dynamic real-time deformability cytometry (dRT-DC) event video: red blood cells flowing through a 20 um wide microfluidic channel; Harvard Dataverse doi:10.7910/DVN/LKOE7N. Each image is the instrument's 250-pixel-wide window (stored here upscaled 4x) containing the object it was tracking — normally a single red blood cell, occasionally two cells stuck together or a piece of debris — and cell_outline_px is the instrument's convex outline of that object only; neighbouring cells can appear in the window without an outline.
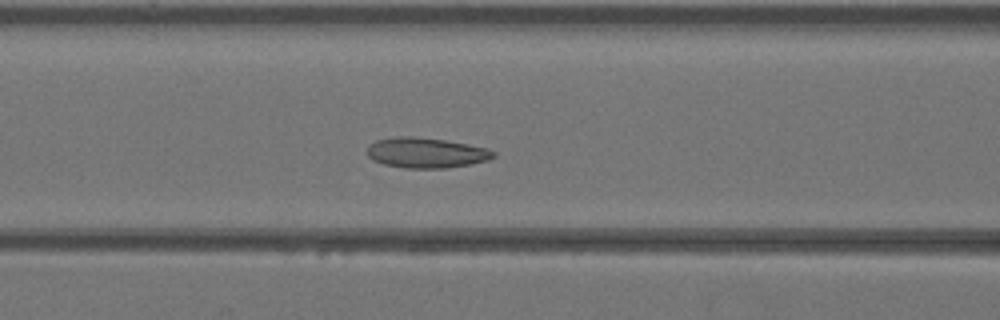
{"species": "Egyptian fruit bat (a non-hibernating species)", "species_latin": "Rousettus aegyptiacus", "temperature_condition": "warm", "stored_images_in_passage": 33, "camera_frame_rate_fps": 3000, "um_per_image_px": 0.085, "animal": {"sex": "female"}, "frame": {"image": 1, "passage_image": 8, "time_ms": 2.333, "image_size_px": [1000, 320], "cell_outline_px": [[496, 156], [488, 160], [468, 164], [444, 168], [404, 168], [384, 164], [372, 160], [364, 152], [368, 144], [376, 140], [396, 136], [412, 136], [444, 140], [468, 144], [488, 148], [496, 152]], "centroid_in_image_um": [36.17, 12.98], "position_along_channel_um": 130.4, "area_um2": 22.48}}
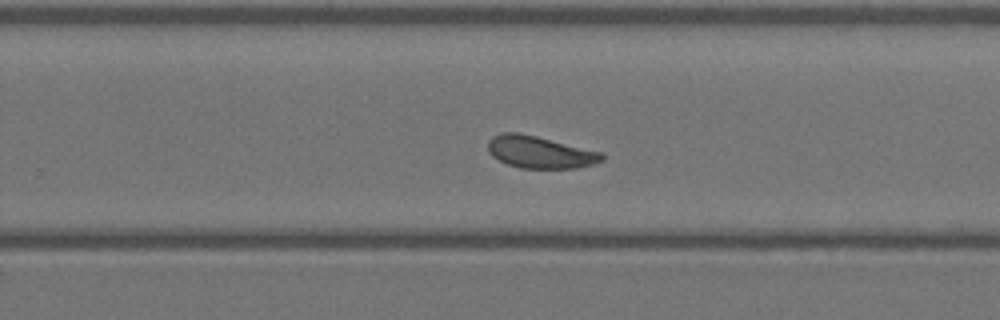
{"frame": {"image": 2, "passage_image": 18, "time_ms": 5.667, "image_size_px": [1000, 320], "cell_outline_px": [[604, 160], [592, 164], [576, 168], [520, 168], [508, 164], [492, 156], [488, 152], [488, 140], [492, 136], [500, 132], [516, 132], [536, 136], [604, 152]], "centroid_in_image_um": [45.89, 12.92], "position_along_channel_um": 283.9, "area_um2": 21.44}}
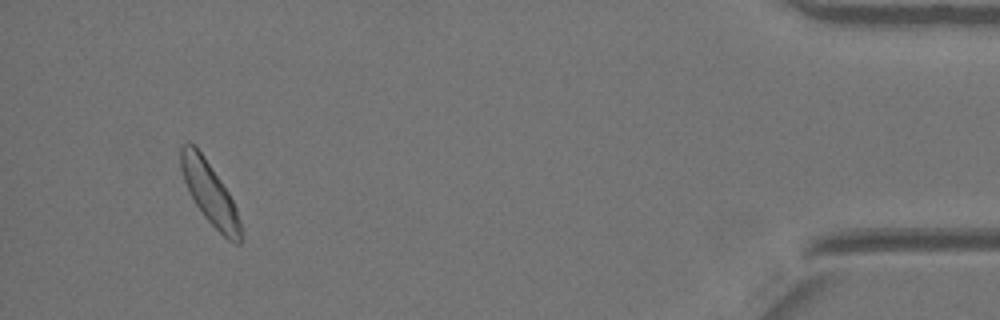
{"frame": {"image": 3, "passage_image": 31, "time_ms": 10.0, "image_size_px": [1000, 320], "cell_outline_px": [[244, 240], [240, 244], [236, 244], [228, 240], [204, 216], [196, 204], [184, 180], [180, 168], [180, 144], [188, 140], [204, 156], [228, 192], [236, 208], [240, 220]], "centroid_in_image_um": [17.84, 16.43], "position_along_channel_um": 417.4, "area_um2": 21.5}}